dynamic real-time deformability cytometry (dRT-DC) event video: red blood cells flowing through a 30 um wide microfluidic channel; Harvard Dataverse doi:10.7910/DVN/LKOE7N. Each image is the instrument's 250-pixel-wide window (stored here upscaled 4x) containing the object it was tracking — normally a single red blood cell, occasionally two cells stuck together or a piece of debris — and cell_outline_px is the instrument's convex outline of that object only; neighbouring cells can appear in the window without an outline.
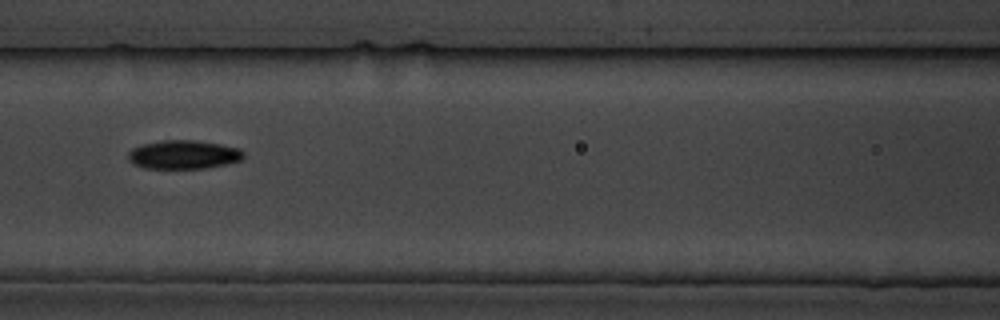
{"species": "common noctule bat (a hibernating species)", "species_latin": "Nyctalus noctula", "temperature_condition": "cold", "stored_images_in_passage": 15, "camera_frame_rate_fps": 3000, "um_per_image_px": 0.085, "animal": {"sex": "male", "body_mass_g": 19.5, "forearm_length_mm": 54.6}, "frame": {"image": 1, "passage_image": 7, "time_ms": 8.0, "image_size_px": [1000, 320], "cell_outline_px": [[244, 156], [240, 160], [224, 164], [204, 168], [144, 168], [132, 164], [128, 160], [128, 152], [132, 148], [144, 144], [160, 140], [196, 140], [220, 144], [240, 148], [244, 152]], "centroid_in_image_um": [15.57, 13.13], "position_along_channel_um": 151.0, "area_um2": 19.31}}
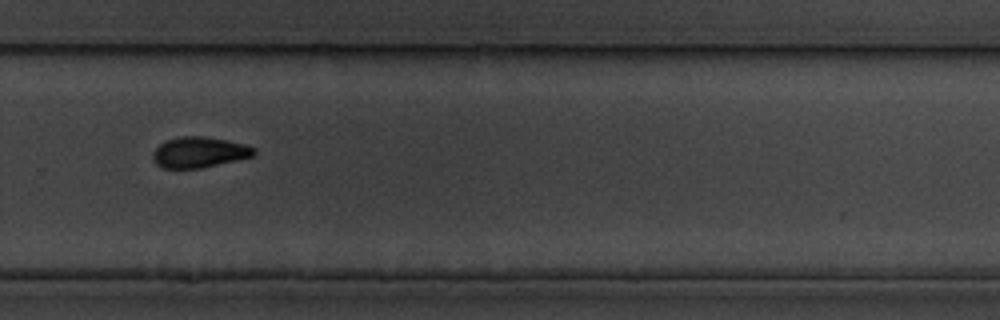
{"frame": {"image": 2, "passage_image": 11, "time_ms": 12.667, "image_size_px": [1000, 320], "cell_outline_px": [[256, 152], [252, 156], [236, 160], [200, 168], [160, 168], [152, 160], [152, 152], [160, 144], [168, 140], [180, 136], [204, 136], [244, 144], [256, 148]], "centroid_in_image_um": [16.89, 12.95], "position_along_channel_um": 312.9, "area_um2": 17.98}, "authors_computed_cell_mechanics": {"area_um2": 18.9584, "velocity_mm_per_s": 3.4882, "shape_relaxation_time_tau1_ms": 2.7822, "shape_relaxation_time_tau2_ms": 5.0142, "deformation_change_tau1": 0.1163, "deformation_change_tau2": 0.0953}}